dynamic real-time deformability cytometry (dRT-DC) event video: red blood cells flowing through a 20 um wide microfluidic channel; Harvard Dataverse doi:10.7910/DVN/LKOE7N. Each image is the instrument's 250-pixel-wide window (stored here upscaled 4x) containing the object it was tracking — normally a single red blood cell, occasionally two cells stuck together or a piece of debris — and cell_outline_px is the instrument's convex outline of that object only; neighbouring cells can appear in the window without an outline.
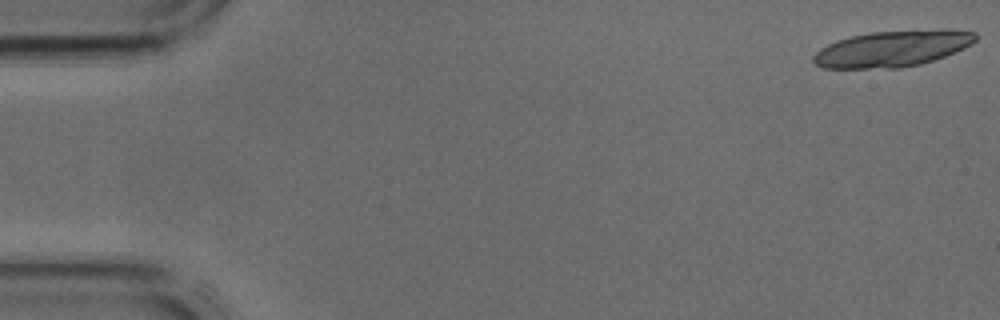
{"species": "common noctule bat (a hibernating species)", "species_latin": "Nyctalus noctula", "temperature_condition": "cold", "stored_images_in_passage": 14, "camera_frame_rate_fps": 3000, "um_per_image_px": 0.085, "animal": {"sex": "male", "body_mass_g": 17.9, "forearm_length_mm": 54.2}, "frame": {"image": 1, "passage_image": 1, "time_ms": 0.0, "image_size_px": [1000, 320], "cell_outline_px": [[976, 40], [972, 44], [964, 48], [944, 56], [920, 64], [900, 68], [824, 68], [816, 64], [812, 60], [812, 56], [820, 48], [836, 40], [852, 36], [872, 32], [944, 28], [948, 28], [976, 32]], "centroid_in_image_um": [75.88, 4.12], "position_along_channel_um": 9.1, "area_um2": 34.39}}